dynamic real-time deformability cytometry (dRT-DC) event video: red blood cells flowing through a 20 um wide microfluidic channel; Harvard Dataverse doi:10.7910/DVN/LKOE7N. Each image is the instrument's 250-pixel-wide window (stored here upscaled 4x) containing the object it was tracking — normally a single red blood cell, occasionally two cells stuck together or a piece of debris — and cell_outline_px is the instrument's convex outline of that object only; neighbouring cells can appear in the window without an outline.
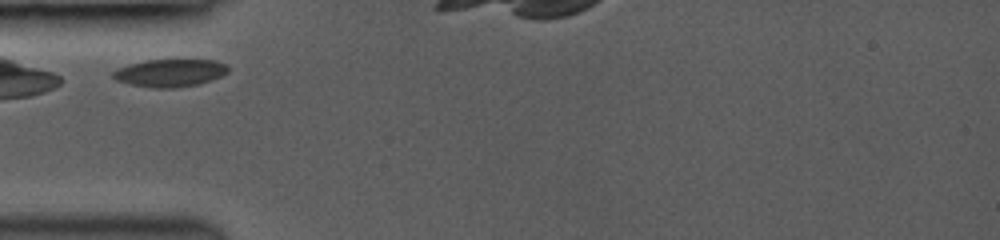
{"species": "common noctule bat (a hibernating species)", "species_latin": "Nyctalus noctula", "temperature_condition": "room temperature", "stored_images_in_passage": 3, "camera_frame_rate_fps": 3000, "um_per_image_px": 0.085, "animal": {"sex": "female", "body_mass_g": 19.0, "forearm_length_mm": 53.3}, "frame": {"image": 1, "passage_image": 1, "time_ms": 0.0, "image_size_px": [1000, 240], "cell_outline_px": [[228, 72], [220, 76], [200, 84], [176, 88], [152, 88], [132, 84], [116, 80], [112, 76], [112, 72], [128, 64], [144, 60], [216, 60], [228, 64]], "centroid_in_image_um": [14.47, 6.19], "position_along_channel_um": 70.5, "area_um2": 18.55}}